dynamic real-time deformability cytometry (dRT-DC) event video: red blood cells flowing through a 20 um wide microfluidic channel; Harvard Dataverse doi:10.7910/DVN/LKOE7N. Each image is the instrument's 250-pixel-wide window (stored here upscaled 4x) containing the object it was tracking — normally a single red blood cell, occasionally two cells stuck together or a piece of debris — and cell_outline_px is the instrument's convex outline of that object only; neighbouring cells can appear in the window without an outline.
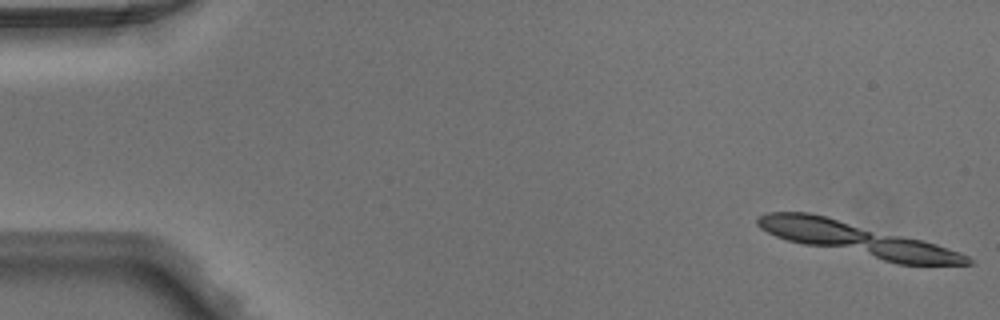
{"species": "Egyptian fruit bat (a non-hibernating species)", "species_latin": "Rousettus aegyptiacus", "temperature_condition": "warm", "stored_images_in_passage": 6, "camera_frame_rate_fps": 3000, "um_per_image_px": 0.085, "animal": {"sex": "male"}, "frame": {"image": 1, "passage_image": 1, "time_ms": 0.0, "image_size_px": [1000, 320], "cell_outline_px": [[976, 264], [896, 264], [804, 244], [788, 240], [776, 236], [760, 228], [756, 224], [756, 220], [760, 216], [768, 212], [808, 212], [936, 244], [960, 252], [976, 260]], "centroid_in_image_um": [72.87, 20.36], "position_along_channel_um": 12.1, "area_um2": 40.0}}